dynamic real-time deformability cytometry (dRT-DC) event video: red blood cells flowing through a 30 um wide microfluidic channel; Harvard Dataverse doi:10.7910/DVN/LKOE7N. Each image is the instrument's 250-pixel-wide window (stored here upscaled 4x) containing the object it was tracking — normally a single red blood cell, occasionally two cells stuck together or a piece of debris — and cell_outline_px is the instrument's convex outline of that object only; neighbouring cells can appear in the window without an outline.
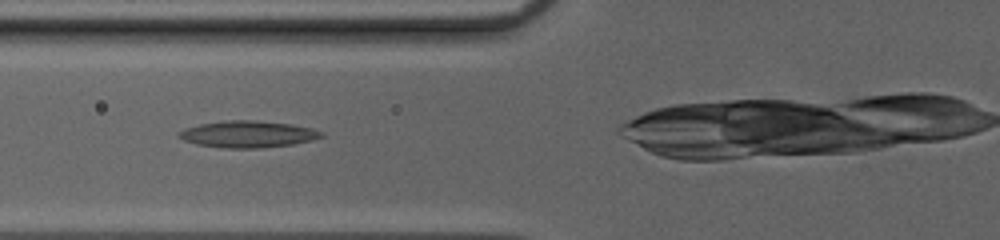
{"species": "common noctule bat (a hibernating species)", "species_latin": "Nyctalus noctula", "temperature_condition": "cold", "stored_images_in_passage": 37, "camera_frame_rate_fps": 3000, "um_per_image_px": 0.085, "animal": {"sex": "female", "body_mass_g": 20.0, "forearm_length_mm": 54.0}, "frame": {"image": 1, "passage_image": 16, "time_ms": 5.0, "image_size_px": [1000, 240], "cell_outline_px": [[324, 136], [312, 140], [292, 144], [260, 148], [224, 148], [196, 144], [184, 140], [176, 136], [176, 132], [184, 128], [200, 124], [224, 120], [256, 120], [292, 124], [312, 128], [324, 132]], "centroid_in_image_um": [21.04, 11.4], "position_along_channel_um": 104.8, "area_um2": 22.37}}
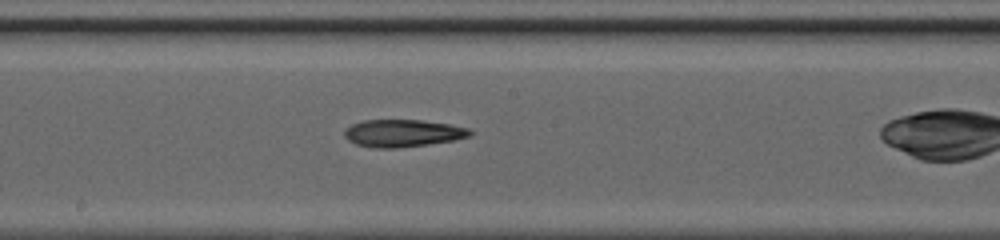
{"frame": {"image": 2, "passage_image": 24, "time_ms": 7.667, "image_size_px": [1000, 240], "cell_outline_px": [[472, 136], [456, 140], [428, 144], [396, 148], [372, 148], [356, 144], [348, 140], [344, 136], [344, 132], [352, 124], [364, 120], [420, 120], [448, 124], [468, 128], [472, 132]], "centroid_in_image_um": [34.25, 11.33], "position_along_channel_um": 214.0, "area_um2": 20.0}}
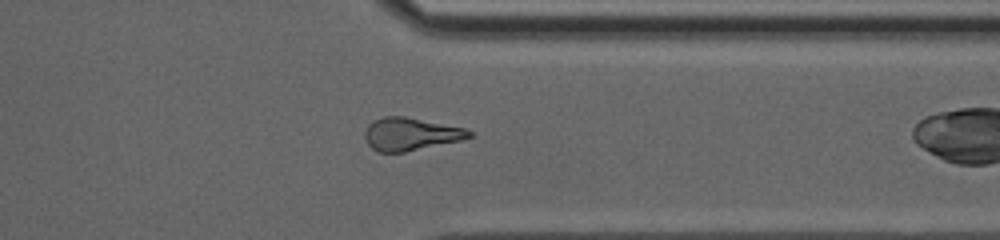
{"frame": {"image": 3, "passage_image": 36, "time_ms": 11.667, "image_size_px": [1000, 240], "cell_outline_px": [[472, 136], [460, 140], [404, 152], [380, 152], [372, 148], [368, 144], [364, 136], [364, 132], [368, 124], [384, 116], [404, 116], [464, 128], [472, 132]], "centroid_in_image_um": [34.87, 11.39], "position_along_channel_um": 376.5, "area_um2": 19.59}}